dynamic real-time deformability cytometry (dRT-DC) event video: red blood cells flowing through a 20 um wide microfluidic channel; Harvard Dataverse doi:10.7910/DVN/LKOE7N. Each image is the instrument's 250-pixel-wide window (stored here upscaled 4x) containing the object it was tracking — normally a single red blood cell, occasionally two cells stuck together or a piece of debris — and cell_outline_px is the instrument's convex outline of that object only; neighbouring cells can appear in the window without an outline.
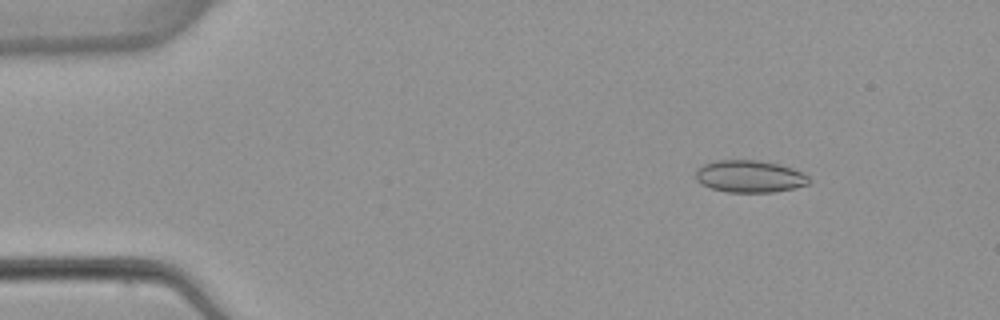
{"species": "common noctule bat (a hibernating species)", "species_latin": "Nyctalus noctula", "temperature_condition": "warm", "stored_images_in_passage": 4, "camera_frame_rate_fps": 3000, "um_per_image_px": 0.085, "animal": {"sex": "female", "body_mass_g": 22.7, "forearm_length_mm": 54.2}, "frame": {"image": 1, "passage_image": 2, "time_ms": 1.333, "image_size_px": [1000, 320], "cell_outline_px": [[812, 180], [808, 184], [796, 188], [772, 192], [728, 192], [712, 188], [700, 184], [696, 180], [696, 168], [704, 164], [716, 160], [756, 160], [780, 164], [804, 172]], "centroid_in_image_um": [63.74, 14.99], "position_along_channel_um": 21.3, "area_um2": 21.44}}